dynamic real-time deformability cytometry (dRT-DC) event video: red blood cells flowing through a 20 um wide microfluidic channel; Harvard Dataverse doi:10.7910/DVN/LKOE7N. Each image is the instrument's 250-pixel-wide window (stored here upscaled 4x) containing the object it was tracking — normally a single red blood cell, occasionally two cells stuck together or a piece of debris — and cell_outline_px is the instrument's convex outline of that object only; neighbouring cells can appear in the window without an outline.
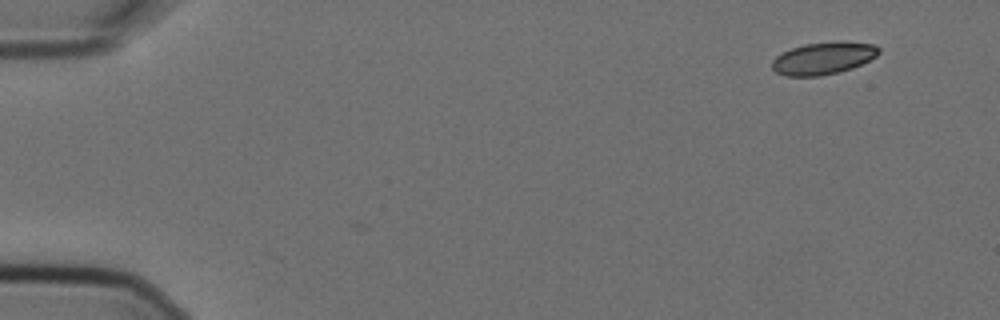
{"species": "Egyptian fruit bat (a non-hibernating species)", "species_latin": "Rousettus aegyptiacus", "temperature_condition": "cold", "stored_images_in_passage": 2, "camera_frame_rate_fps": 3000, "um_per_image_px": 0.085, "animal": {"sex": "female"}, "frame": {"image": 1, "passage_image": 2, "time_ms": 0.333, "image_size_px": [1000, 320], "cell_outline_px": [[880, 52], [876, 56], [852, 68], [820, 76], [788, 76], [776, 72], [772, 68], [772, 60], [776, 56], [792, 48], [804, 44], [840, 40], [872, 44], [880, 48]], "centroid_in_image_um": [69.98, 4.93], "position_along_channel_um": 15.0, "area_um2": 20.0}}